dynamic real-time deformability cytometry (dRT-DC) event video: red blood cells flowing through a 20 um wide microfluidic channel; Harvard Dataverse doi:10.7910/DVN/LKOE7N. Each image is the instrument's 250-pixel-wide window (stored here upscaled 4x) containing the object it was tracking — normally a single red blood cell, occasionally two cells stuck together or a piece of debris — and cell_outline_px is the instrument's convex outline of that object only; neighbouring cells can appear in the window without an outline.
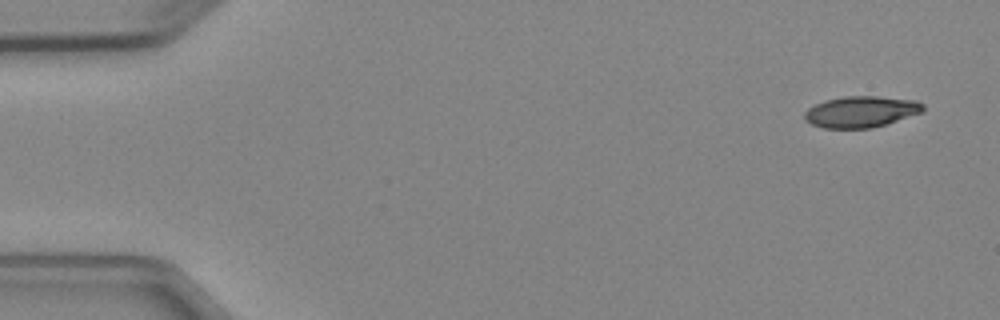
{"species": "Egyptian fruit bat (a non-hibernating species)", "species_latin": "Rousettus aegyptiacus", "temperature_condition": "cold", "stored_images_in_passage": 5, "camera_frame_rate_fps": 3000, "um_per_image_px": 0.085, "animal": {"sex": "female"}, "frame": {"image": 1, "passage_image": 1, "time_ms": 0.0, "image_size_px": [1000, 320], "cell_outline_px": [[924, 112], [872, 128], [824, 128], [812, 124], [804, 120], [804, 112], [808, 108], [824, 100], [844, 96], [876, 96], [916, 100], [924, 104]], "centroid_in_image_um": [73.19, 9.49], "position_along_channel_um": 11.8, "area_um2": 21.68}}
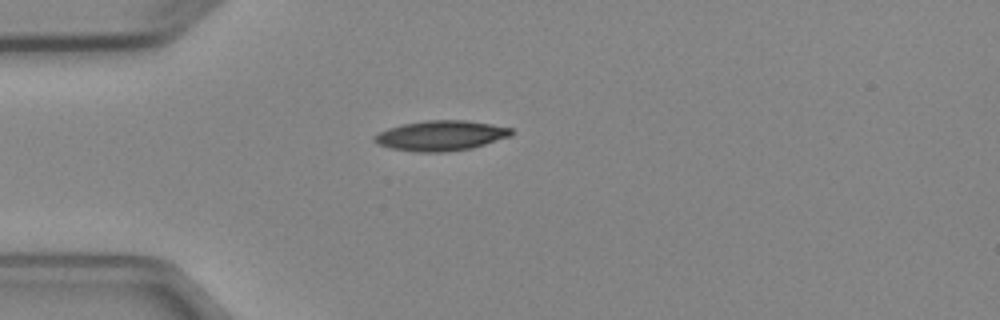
{"frame": {"image": 2, "passage_image": 4, "time_ms": 3.667, "image_size_px": [1000, 320], "cell_outline_px": [[512, 136], [484, 144], [468, 148], [440, 152], [416, 152], [388, 148], [376, 144], [372, 140], [372, 136], [388, 128], [400, 124], [428, 120], [468, 120], [492, 124], [512, 128]], "centroid_in_image_um": [37.42, 11.52], "position_along_channel_um": 47.6, "area_um2": 24.1}}